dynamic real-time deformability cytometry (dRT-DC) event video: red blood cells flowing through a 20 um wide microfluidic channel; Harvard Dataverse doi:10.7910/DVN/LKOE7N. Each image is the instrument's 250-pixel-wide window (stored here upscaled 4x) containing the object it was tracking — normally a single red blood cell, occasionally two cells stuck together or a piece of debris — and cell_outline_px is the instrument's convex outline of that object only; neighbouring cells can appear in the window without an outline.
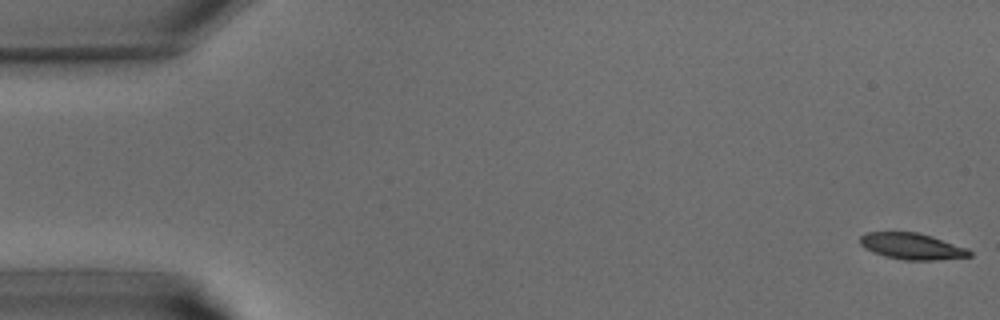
{"species": "common noctule bat (a hibernating species)", "species_latin": "Nyctalus noctula", "temperature_condition": "warm", "stored_images_in_passage": 41, "camera_frame_rate_fps": 3000, "um_per_image_px": 0.085, "animal": {"sex": "male", "body_mass_g": 15.6}, "frame": {"image": 1, "passage_image": 1, "time_ms": 0.0, "image_size_px": [1000, 320], "cell_outline_px": [[972, 256], [936, 260], [904, 260], [884, 256], [872, 252], [864, 248], [860, 244], [860, 236], [864, 232], [916, 232], [932, 236], [968, 248], [972, 252]], "centroid_in_image_um": [77.5, 20.93], "position_along_channel_um": 7.5, "area_um2": 16.94}}
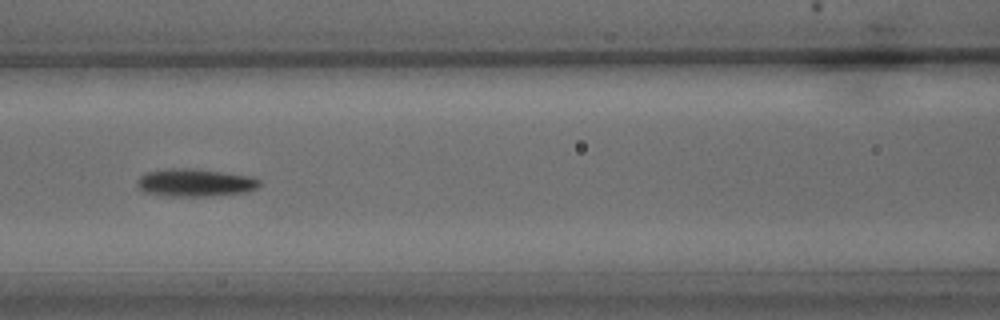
{"frame": {"image": 2, "passage_image": 18, "time_ms": 5.667, "image_size_px": [1000, 320], "cell_outline_px": [[260, 184], [256, 188], [244, 192], [204, 196], [172, 196], [144, 192], [136, 184], [140, 176], [148, 172], [168, 168], [184, 168], [220, 172], [248, 176], [260, 180]], "centroid_in_image_um": [16.54, 15.53], "position_along_channel_um": 150.1, "area_um2": 19.25}}
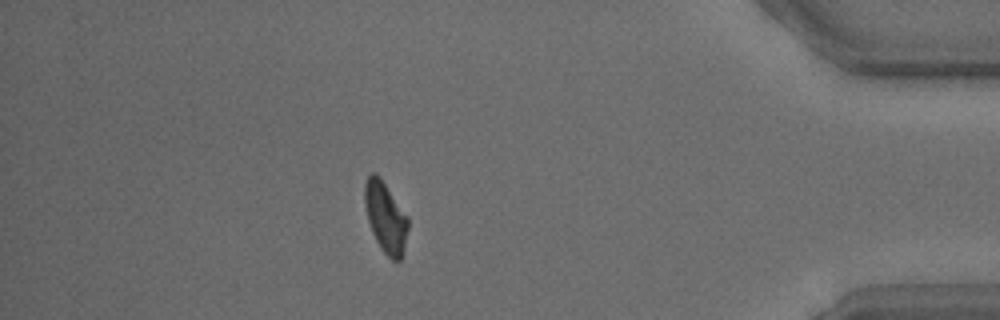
{"frame": {"image": 3, "passage_image": 36, "time_ms": 11.667, "image_size_px": [1000, 320], "cell_outline_px": [[408, 228], [400, 260], [392, 260], [380, 248], [372, 232], [368, 220], [364, 204], [364, 184], [368, 176], [372, 172], [376, 172], [408, 216]], "centroid_in_image_um": [32.75, 18.44], "position_along_channel_um": 402.5, "area_um2": 17.63}}